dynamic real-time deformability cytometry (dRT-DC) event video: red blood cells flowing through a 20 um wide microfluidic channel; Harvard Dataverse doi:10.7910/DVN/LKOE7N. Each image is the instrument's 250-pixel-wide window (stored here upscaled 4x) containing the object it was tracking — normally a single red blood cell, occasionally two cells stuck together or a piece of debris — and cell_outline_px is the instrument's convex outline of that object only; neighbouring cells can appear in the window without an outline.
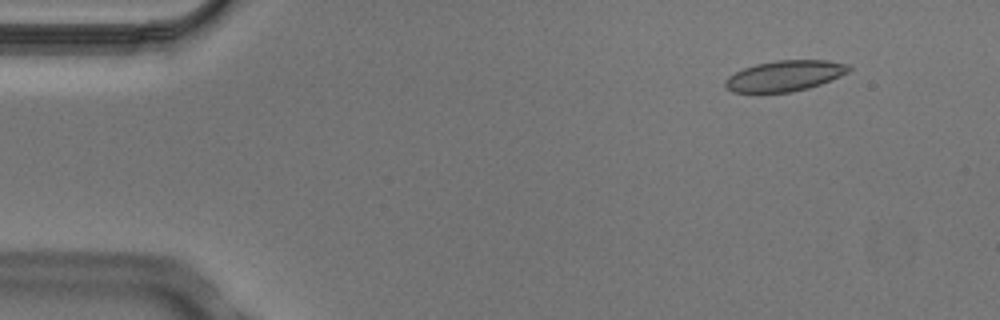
{"species": "Egyptian fruit bat (a non-hibernating species)", "species_latin": "Rousettus aegyptiacus", "temperature_condition": "cold", "stored_images_in_passage": 8, "camera_frame_rate_fps": 3000, "um_per_image_px": 0.085, "animal": {"sex": "male"}, "frame": {"image": 1, "passage_image": 2, "time_ms": 0.333, "image_size_px": [1000, 320], "cell_outline_px": [[852, 68], [848, 72], [840, 76], [820, 84], [808, 88], [792, 92], [760, 96], [732, 92], [724, 84], [724, 80], [728, 76], [744, 68], [756, 64], [776, 60], [828, 60], [848, 64]], "centroid_in_image_um": [66.64, 6.49], "position_along_channel_um": 18.4, "area_um2": 22.89}}
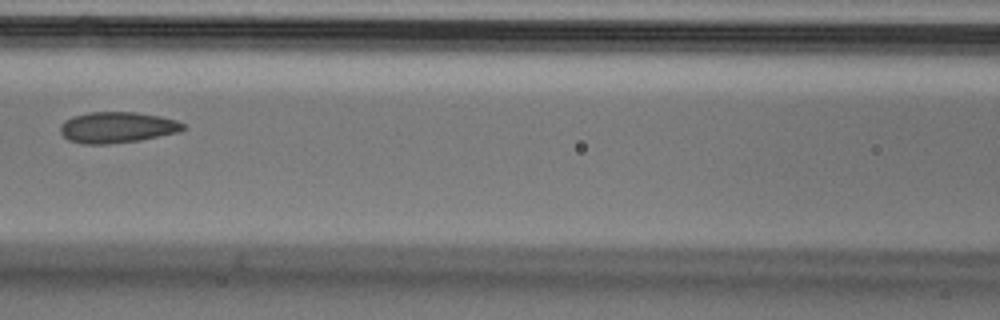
{"frame": {"image": 2, "passage_image": 7, "time_ms": 2.0, "image_size_px": [1000, 320], "cell_outline_px": [[188, 128], [180, 132], [140, 140], [108, 144], [84, 144], [68, 140], [60, 132], [60, 124], [64, 120], [72, 116], [88, 112], [136, 112], [160, 116], [176, 120], [184, 124]], "centroid_in_image_um": [9.96, 10.82], "position_along_channel_um": 156.6, "area_um2": 22.43}}
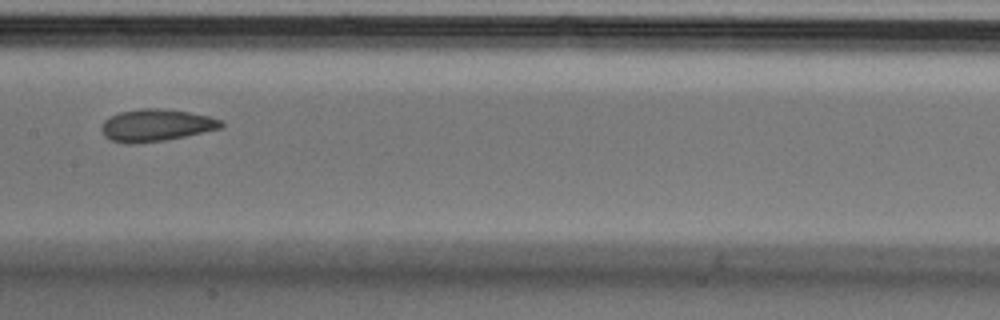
{"frame": {"image": 3, "passage_image": 8, "time_ms": 2.333, "image_size_px": [1000, 320], "cell_outline_px": [[224, 124], [220, 128], [184, 136], [164, 140], [136, 144], [124, 144], [112, 140], [104, 136], [100, 128], [104, 120], [108, 116], [120, 112], [140, 108], [160, 108], [188, 112], [208, 116], [220, 120]], "centroid_in_image_um": [13.19, 10.65], "position_along_channel_um": 194.2, "area_um2": 22.37}}